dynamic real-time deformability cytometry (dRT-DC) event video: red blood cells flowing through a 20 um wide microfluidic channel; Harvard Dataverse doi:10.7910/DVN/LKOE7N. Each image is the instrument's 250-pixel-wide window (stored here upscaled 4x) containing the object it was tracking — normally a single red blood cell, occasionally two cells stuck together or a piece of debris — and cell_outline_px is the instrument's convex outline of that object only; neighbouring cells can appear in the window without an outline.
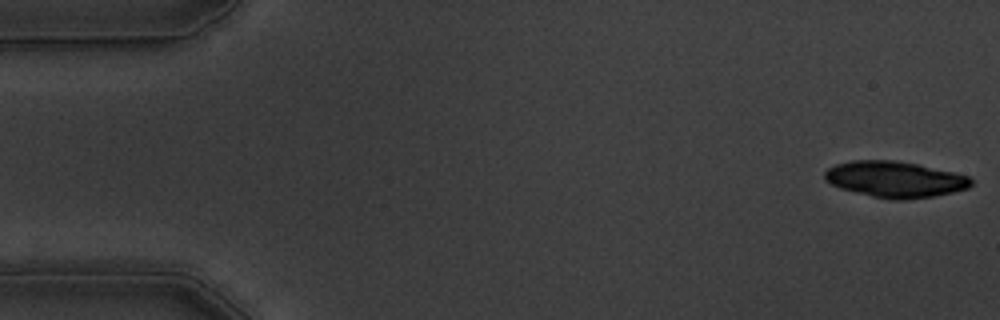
{"species": "common noctule bat (a hibernating species)", "species_latin": "Nyctalus noctula", "temperature_condition": "warm", "stored_images_in_passage": 54, "camera_frame_rate_fps": 3000, "um_per_image_px": 0.085, "animal": {"sex": "male", "body_mass_g": 19.5, "forearm_length_mm": 54.6}, "frame": {"image": 1, "passage_image": 1, "time_ms": 0.0, "image_size_px": [1000, 320], "cell_outline_px": [[972, 184], [968, 188], [936, 196], [904, 200], [892, 200], [872, 196], [840, 188], [824, 180], [824, 172], [828, 168], [836, 164], [852, 160], [892, 160], [916, 164], [952, 172], [968, 176], [972, 180]], "centroid_in_image_um": [76.05, 15.25], "position_along_channel_um": 9.0, "area_um2": 30.63}, "authors_computed_cell_mechanics": {"area_um2": 26.4435, "velocity_mm_per_s": 3.6035, "shape_relaxation_time_tau1_ms": 1.5008, "shape_relaxation_time_tau2_ms": 3.5287, "deformation_change_tau1": 0.2984, "deformation_change_tau2": 0.0987}}